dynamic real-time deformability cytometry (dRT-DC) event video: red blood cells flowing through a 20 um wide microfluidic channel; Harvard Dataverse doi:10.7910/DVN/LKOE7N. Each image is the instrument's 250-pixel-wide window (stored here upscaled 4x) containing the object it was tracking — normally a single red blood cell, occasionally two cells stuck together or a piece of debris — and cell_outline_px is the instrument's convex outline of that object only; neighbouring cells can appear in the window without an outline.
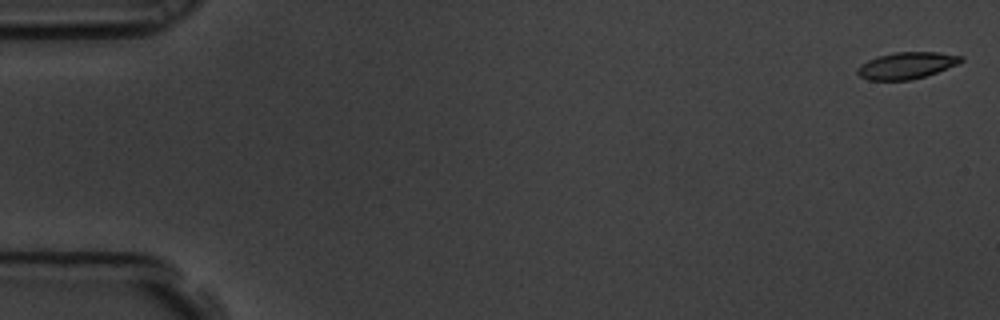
{"species": "common noctule bat (a hibernating species)", "species_latin": "Nyctalus noctula", "temperature_condition": "room temperature", "stored_images_in_passage": 5, "camera_frame_rate_fps": 3000, "um_per_image_px": 0.085, "animal": {"sex": "male", "body_mass_g": 19.5, "forearm_length_mm": 54.6}, "frame": {"image": 1, "passage_image": 1, "time_ms": 0.0, "image_size_px": [1000, 320], "cell_outline_px": [[964, 60], [956, 64], [936, 72], [924, 76], [908, 80], [868, 80], [860, 76], [856, 72], [856, 68], [860, 64], [876, 56], [896, 52], [936, 52], [964, 56]], "centroid_in_image_um": [77.01, 5.56], "position_along_channel_um": 8.0, "area_um2": 16.01}}
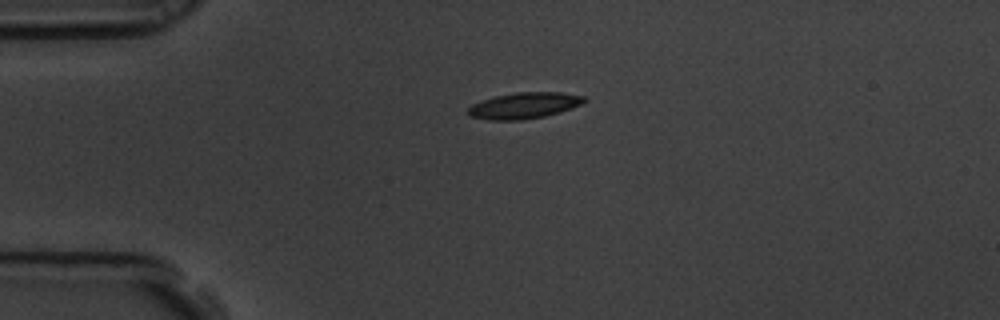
{"frame": {"image": 2, "passage_image": 4, "time_ms": 1.0, "image_size_px": [1000, 320], "cell_outline_px": [[588, 100], [572, 108], [560, 112], [544, 116], [520, 120], [488, 120], [468, 116], [464, 112], [472, 104], [496, 96], [516, 92], [560, 92], [584, 96]], "centroid_in_image_um": [44.52, 8.98], "position_along_channel_um": 40.5, "area_um2": 17.74}}